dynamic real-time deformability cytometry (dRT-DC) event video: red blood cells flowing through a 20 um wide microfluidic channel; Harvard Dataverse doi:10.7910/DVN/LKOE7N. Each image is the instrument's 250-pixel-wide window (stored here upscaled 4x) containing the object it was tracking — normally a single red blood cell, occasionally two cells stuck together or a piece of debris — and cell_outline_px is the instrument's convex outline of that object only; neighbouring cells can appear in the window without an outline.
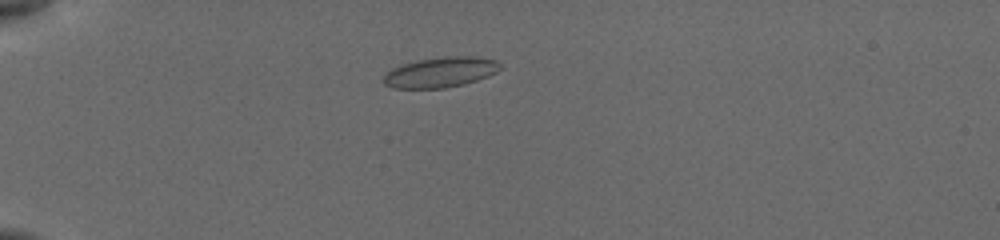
{"species": "common noctule bat (a hibernating species)", "species_latin": "Nyctalus noctula", "temperature_condition": "cold", "stored_images_in_passage": 10, "camera_frame_rate_fps": 3000, "um_per_image_px": 0.085, "animal": {"sex": "female", "body_mass_g": 19.5, "forearm_length_mm": 54.1}, "frame": {"image": 1, "passage_image": 1, "time_ms": 0.0, "image_size_px": [1000, 240], "cell_outline_px": [[500, 68], [496, 72], [488, 76], [464, 84], [444, 88], [392, 88], [384, 84], [380, 80], [392, 68], [416, 60], [444, 56], [476, 56], [496, 60], [500, 64]], "centroid_in_image_um": [37.42, 6.14], "position_along_channel_um": 47.6, "area_um2": 20.63}}
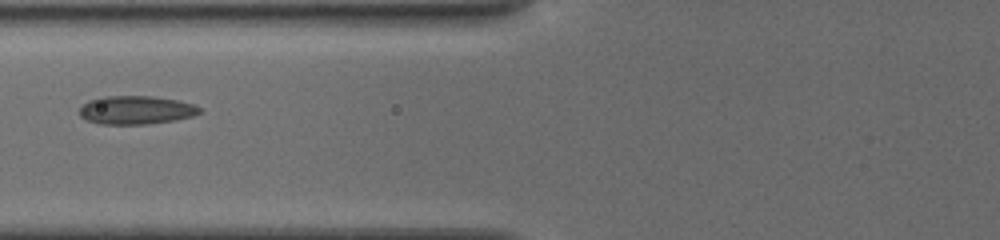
{"frame": {"image": 2, "passage_image": 6, "time_ms": 2.667, "image_size_px": [1000, 240], "cell_outline_px": [[200, 112], [192, 116], [176, 120], [148, 124], [100, 124], [88, 120], [80, 116], [80, 108], [88, 100], [104, 96], [152, 96], [176, 100], [196, 104], [200, 108]], "centroid_in_image_um": [11.57, 9.35], "position_along_channel_um": 114.2, "area_um2": 19.88}}
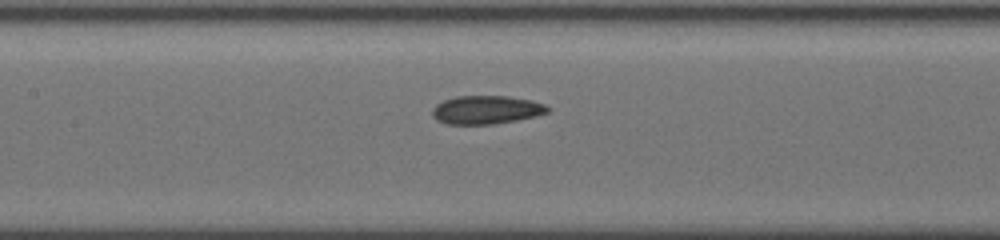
{"frame": {"image": 3, "passage_image": 9, "time_ms": 4.0, "image_size_px": [1000, 240], "cell_outline_px": [[552, 108], [548, 112], [536, 116], [516, 120], [492, 124], [448, 124], [436, 120], [432, 116], [432, 108], [436, 104], [444, 100], [456, 96], [508, 96], [532, 100], [544, 104]], "centroid_in_image_um": [41.34, 9.33], "position_along_channel_um": 166.1, "area_um2": 19.19}}